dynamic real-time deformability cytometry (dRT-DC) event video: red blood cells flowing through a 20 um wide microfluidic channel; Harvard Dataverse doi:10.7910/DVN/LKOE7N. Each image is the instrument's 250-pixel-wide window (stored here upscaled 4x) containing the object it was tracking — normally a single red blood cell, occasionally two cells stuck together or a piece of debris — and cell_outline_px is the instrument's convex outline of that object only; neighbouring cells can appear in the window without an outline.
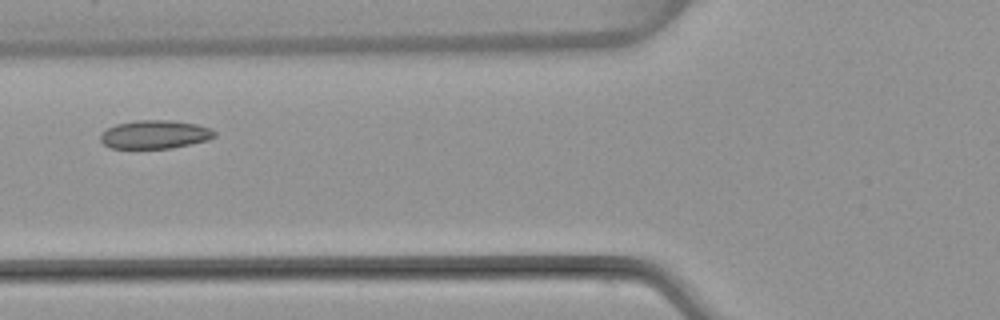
{"species": "common noctule bat (a hibernating species)", "species_latin": "Nyctalus noctula", "temperature_condition": "warm", "stored_images_in_passage": 4, "camera_frame_rate_fps": 3000, "um_per_image_px": 0.085, "animal": {"sex": "female", "body_mass_g": 22.7, "forearm_length_mm": 54.2}, "frame": {"image": 1, "passage_image": 3, "time_ms": 3.333, "image_size_px": [1000, 320], "cell_outline_px": [[216, 136], [208, 140], [172, 148], [112, 148], [104, 144], [100, 140], [100, 132], [116, 124], [136, 120], [172, 120], [196, 124], [212, 128], [216, 132]], "centroid_in_image_um": [13.18, 11.42], "position_along_channel_um": 112.6, "area_um2": 19.02}}
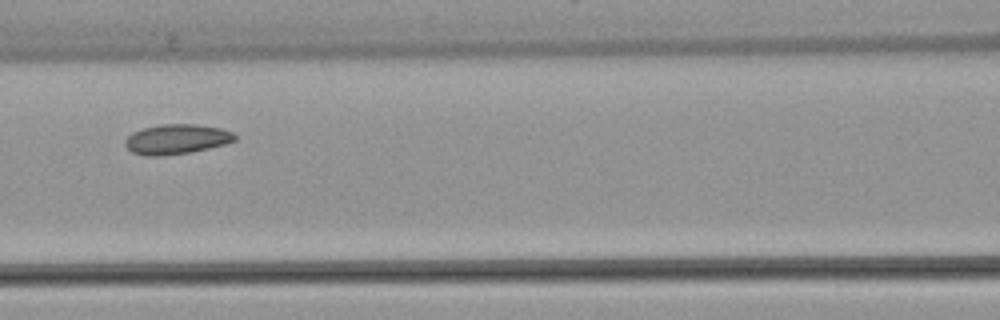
{"frame": {"image": 2, "passage_image": 4, "time_ms": 4.333, "image_size_px": [1000, 320], "cell_outline_px": [[236, 140], [224, 144], [208, 148], [188, 152], [164, 156], [144, 156], [132, 152], [124, 144], [124, 140], [132, 132], [144, 128], [160, 124], [196, 124], [220, 128], [232, 132], [236, 136]], "centroid_in_image_um": [14.97, 11.83], "position_along_channel_um": 151.6, "area_um2": 19.07}}